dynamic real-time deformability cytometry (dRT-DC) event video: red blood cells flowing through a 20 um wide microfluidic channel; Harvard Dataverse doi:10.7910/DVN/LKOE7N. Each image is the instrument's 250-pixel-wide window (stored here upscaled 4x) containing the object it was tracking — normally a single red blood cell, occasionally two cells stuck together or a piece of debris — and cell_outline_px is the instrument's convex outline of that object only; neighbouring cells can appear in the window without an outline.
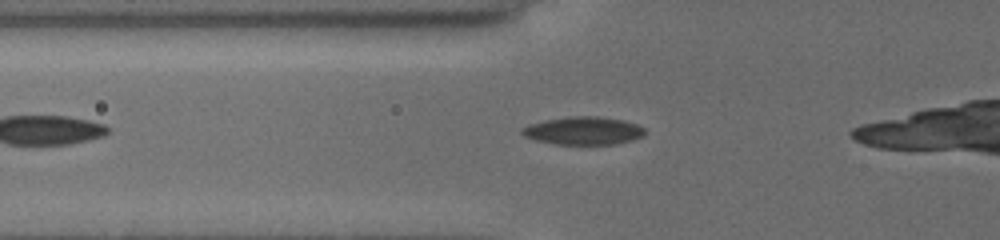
{"species": "common noctule bat (a hibernating species)", "species_latin": "Nyctalus noctula", "temperature_condition": "cold", "stored_images_in_passage": 17, "camera_frame_rate_fps": 3000, "um_per_image_px": 0.085, "animal": {"sex": "female", "body_mass_g": 19.5, "forearm_length_mm": 54.1}, "frame": {"image": 1, "passage_image": 11, "time_ms": 2.333, "image_size_px": [1000, 240], "cell_outline_px": [[644, 132], [640, 136], [632, 140], [616, 144], [556, 144], [536, 140], [524, 136], [520, 132], [520, 128], [528, 124], [544, 120], [568, 116], [600, 116], [624, 120], [636, 124], [644, 128]], "centroid_in_image_um": [49.54, 11.1], "position_along_channel_um": 76.3, "area_um2": 20.06}}